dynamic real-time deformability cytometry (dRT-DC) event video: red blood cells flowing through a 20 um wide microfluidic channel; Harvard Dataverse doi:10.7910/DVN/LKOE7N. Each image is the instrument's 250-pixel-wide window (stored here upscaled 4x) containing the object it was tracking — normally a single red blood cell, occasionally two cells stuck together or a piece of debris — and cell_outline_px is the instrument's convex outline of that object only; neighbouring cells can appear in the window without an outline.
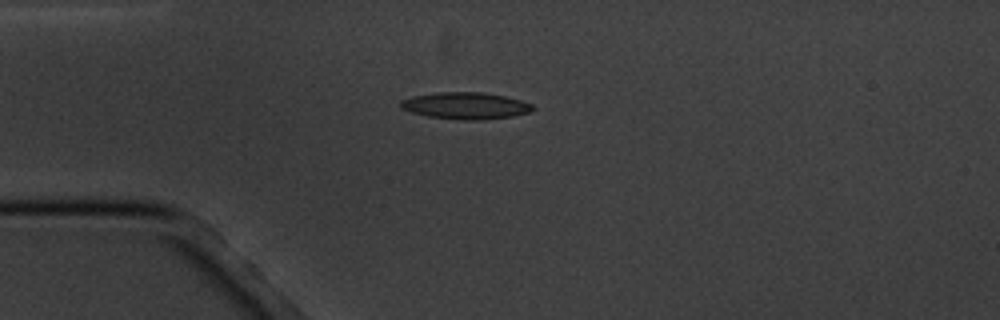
{"species": "common noctule bat (a hibernating species)", "species_latin": "Nyctalus noctula", "temperature_condition": "cold", "stored_images_in_passage": 13, "camera_frame_rate_fps": 3000, "um_per_image_px": 0.085, "animal": {"sex": "male", "body_mass_g": 20.1, "forearm_length_mm": 53.5}, "frame": {"image": 1, "passage_image": 1, "time_ms": 0.0, "image_size_px": [1000, 320], "cell_outline_px": [[536, 108], [528, 112], [512, 116], [484, 120], [464, 120], [428, 116], [412, 112], [400, 108], [400, 100], [412, 96], [440, 92], [484, 92], [504, 96], [520, 100], [532, 104]], "centroid_in_image_um": [39.57, 8.98], "position_along_channel_um": 45.4, "area_um2": 20.58}}
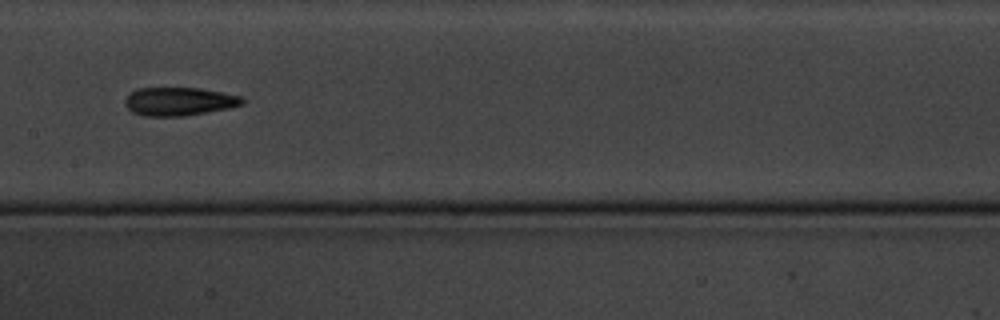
{"frame": {"image": 2, "passage_image": 5, "time_ms": 4.667, "image_size_px": [1000, 320], "cell_outline_px": [[244, 104], [228, 108], [180, 116], [144, 116], [132, 112], [124, 104], [124, 100], [136, 88], [196, 88], [220, 92], [240, 96], [244, 100]], "centroid_in_image_um": [15.18, 8.62], "position_along_channel_um": 192.2, "area_um2": 19.07}}
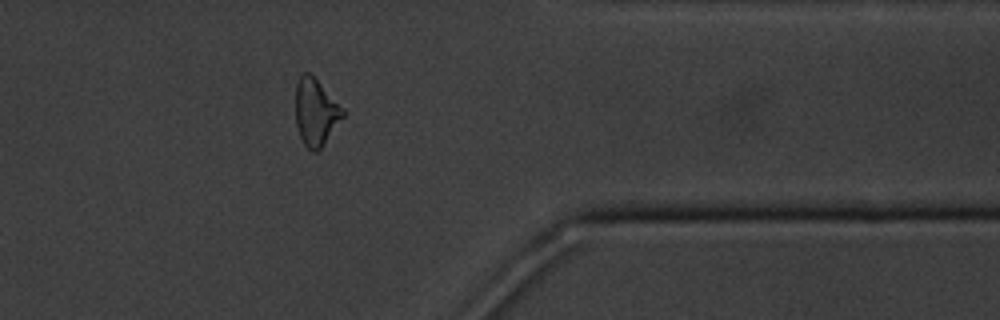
{"frame": {"image": 3, "passage_image": 10, "time_ms": 10.667, "image_size_px": [1000, 320], "cell_outline_px": [[344, 116], [320, 148], [316, 152], [312, 152], [304, 144], [300, 136], [296, 124], [296, 84], [300, 76], [304, 72], [308, 72], [344, 108]], "centroid_in_image_um": [26.83, 9.54], "position_along_channel_um": 384.6, "area_um2": 18.03}, "authors_computed_cell_mechanics": {"area_um2": 18.8428, "velocity_mm_per_s": 3.46, "shape_relaxation_time_tau1_ms": null, "shape_relaxation_time_tau2_ms": 9.6636, "deformation_change_tau1": null, "deformation_change_tau2": 0.2128}}